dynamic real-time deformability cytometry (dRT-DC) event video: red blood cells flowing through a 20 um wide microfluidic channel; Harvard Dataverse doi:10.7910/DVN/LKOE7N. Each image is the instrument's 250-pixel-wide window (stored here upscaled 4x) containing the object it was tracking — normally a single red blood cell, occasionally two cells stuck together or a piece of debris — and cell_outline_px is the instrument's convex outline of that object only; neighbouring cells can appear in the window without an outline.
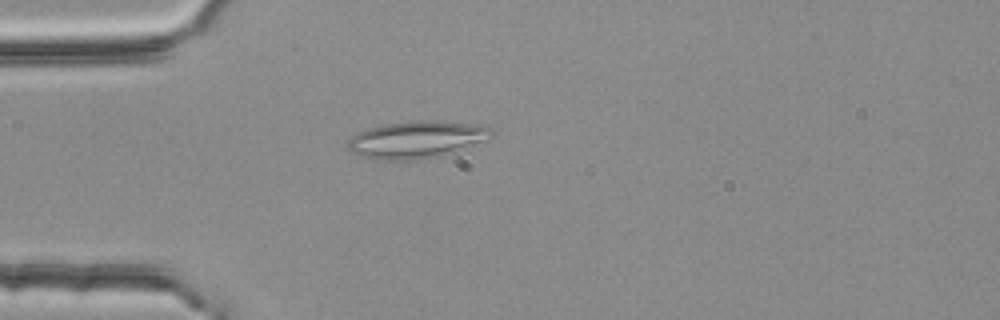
{"species": "common noctule bat (a hibernating species)", "species_latin": "Nyctalus noctula", "temperature_condition": "room temperature", "stored_images_in_passage": 42, "segment_of_instrument_passage": [1, 2], "camera_frame_rate_fps": 3000, "um_per_image_px": 0.085, "animal": {"sex": "female", "body_mass_g": 25.1}, "frame": {"image": 1, "passage_image": 3, "time_ms": 0.667, "image_size_px": [1000, 320], "cell_outline_px": [[492, 136], [488, 140], [444, 156], [416, 160], [372, 160], [352, 152], [348, 148], [348, 140], [352, 136], [360, 132], [372, 128], [388, 124], [416, 120], [432, 120], [484, 124], [492, 128]], "centroid_in_image_um": [35.5, 11.87], "position_along_channel_um": 49.5, "area_um2": 31.5}}